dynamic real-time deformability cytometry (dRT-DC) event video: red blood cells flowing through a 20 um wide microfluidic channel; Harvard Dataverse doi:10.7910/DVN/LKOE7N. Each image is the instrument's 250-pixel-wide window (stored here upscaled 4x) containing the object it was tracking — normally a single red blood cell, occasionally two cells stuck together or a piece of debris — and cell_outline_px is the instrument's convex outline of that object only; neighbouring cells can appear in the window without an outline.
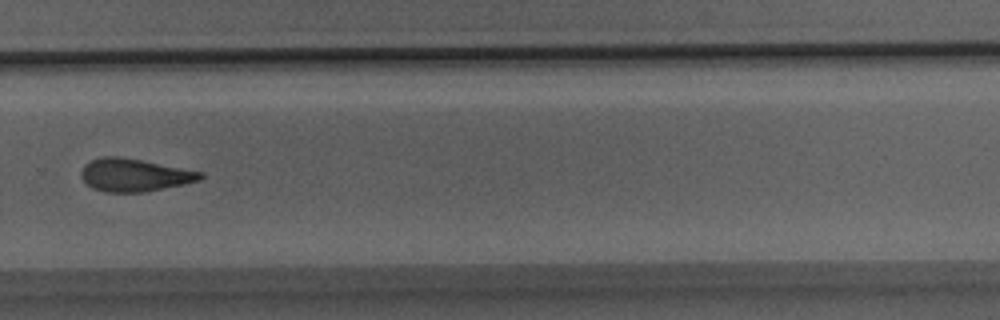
{"species": "Egyptian fruit bat (a non-hibernating species)", "species_latin": "Rousettus aegyptiacus", "temperature_condition": "room temperature", "stored_images_in_passage": 25, "camera_frame_rate_fps": 3000, "um_per_image_px": 0.085, "animal": {"sex": "male"}, "frame": {"image": 1, "passage_image": 15, "time_ms": 4.667, "image_size_px": [1000, 320], "cell_outline_px": [[204, 176], [200, 180], [184, 184], [144, 192], [104, 192], [92, 188], [80, 176], [80, 172], [84, 164], [92, 160], [104, 156], [120, 156], [204, 172]], "centroid_in_image_um": [11.41, 14.88], "position_along_channel_um": 318.4, "area_um2": 22.77}}
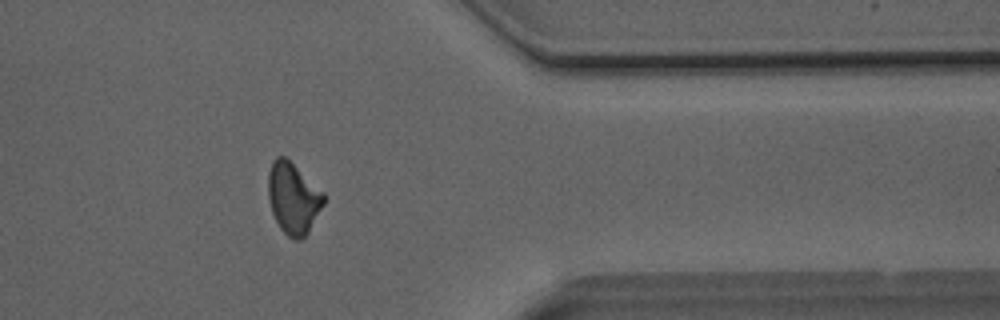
{"frame": {"image": 2, "passage_image": 19, "time_ms": 6.0, "image_size_px": [1000, 320], "cell_outline_px": [[324, 204], [308, 232], [300, 240], [296, 240], [288, 236], [280, 228], [272, 212], [268, 196], [268, 172], [272, 160], [276, 156], [284, 156], [324, 192]], "centroid_in_image_um": [24.91, 16.84], "position_along_channel_um": 386.5, "area_um2": 22.89}}
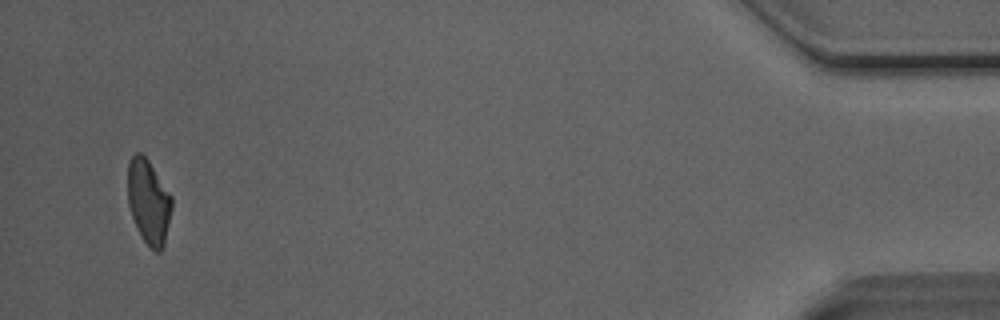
{"frame": {"image": 3, "passage_image": 24, "time_ms": 7.667, "image_size_px": [1000, 320], "cell_outline_px": [[172, 208], [164, 244], [160, 252], [156, 252], [144, 240], [132, 216], [128, 204], [128, 160], [136, 152], [140, 152], [148, 160], [172, 196]], "centroid_in_image_um": [12.63, 17.11], "position_along_channel_um": 422.6, "area_um2": 21.39}}